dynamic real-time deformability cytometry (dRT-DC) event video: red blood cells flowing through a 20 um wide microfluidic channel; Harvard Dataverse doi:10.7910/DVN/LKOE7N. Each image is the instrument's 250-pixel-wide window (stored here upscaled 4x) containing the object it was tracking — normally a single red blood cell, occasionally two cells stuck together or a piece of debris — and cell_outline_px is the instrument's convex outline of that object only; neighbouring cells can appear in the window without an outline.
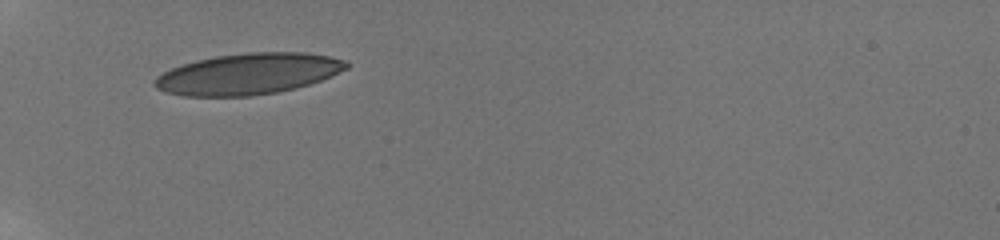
{"species": "human", "species_latin": "Homo sapiens", "temperature_condition": "room temperature", "stored_images_in_passage": 10, "camera_frame_rate_fps": 3000, "um_per_image_px": 0.085, "donor": {"sex": "male"}, "frame": {"image": 1, "passage_image": 1, "time_ms": 0.0, "image_size_px": [1000, 240], "cell_outline_px": [[348, 68], [320, 80], [296, 88], [276, 92], [252, 96], [184, 96], [168, 92], [156, 88], [152, 84], [152, 80], [156, 76], [172, 68], [196, 60], [216, 56], [248, 52], [304, 52], [328, 56], [348, 60]], "centroid_in_image_um": [21.08, 6.28], "position_along_channel_um": 63.9, "area_um2": 45.84}}
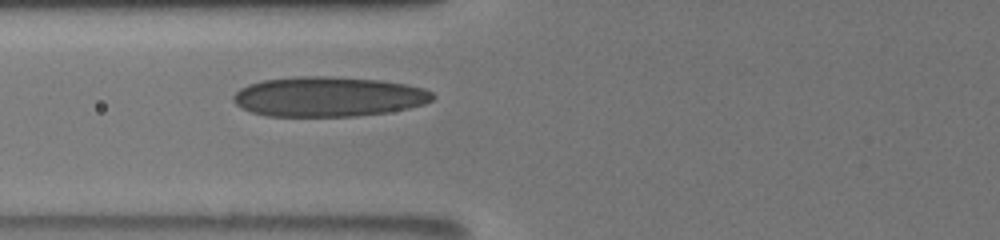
{"frame": {"image": 2, "passage_image": 7, "time_ms": 1.333, "image_size_px": [1000, 240], "cell_outline_px": [[436, 96], [432, 100], [424, 104], [408, 108], [388, 112], [356, 116], [268, 116], [252, 112], [240, 108], [232, 100], [232, 96], [240, 88], [248, 84], [264, 80], [296, 76], [328, 76], [380, 80], [408, 84], [424, 88], [432, 92]], "centroid_in_image_um": [27.91, 8.21], "position_along_channel_um": 97.9, "area_um2": 46.59}}